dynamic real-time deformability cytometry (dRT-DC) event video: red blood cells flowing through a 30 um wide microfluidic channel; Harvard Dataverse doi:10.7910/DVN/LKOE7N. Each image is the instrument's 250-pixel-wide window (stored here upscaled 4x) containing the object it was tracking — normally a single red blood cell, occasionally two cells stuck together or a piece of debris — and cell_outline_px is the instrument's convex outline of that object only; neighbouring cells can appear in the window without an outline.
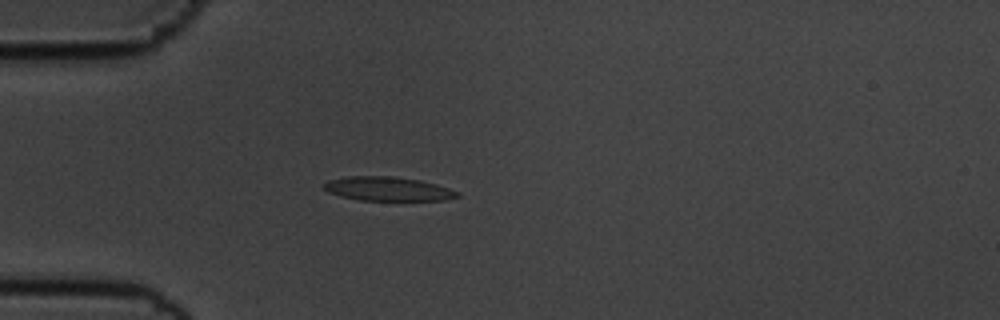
{"species": "common noctule bat (a hibernating species)", "species_latin": "Nyctalus noctula", "temperature_condition": "cold", "stored_images_in_passage": 53, "camera_frame_rate_fps": 3000, "um_per_image_px": 0.085, "animal": {"sex": "male", "body_mass_g": 19.5, "forearm_length_mm": 54.6}, "frame": {"image": 1, "passage_image": 13, "time_ms": 4.0, "image_size_px": [1000, 320], "cell_outline_px": [[460, 196], [444, 200], [360, 200], [340, 196], [328, 192], [324, 188], [324, 184], [328, 180], [348, 176], [396, 176], [420, 180], [436, 184], [460, 192]], "centroid_in_image_um": [32.98, 16.05], "position_along_channel_um": 52.0, "area_um2": 18.67}}
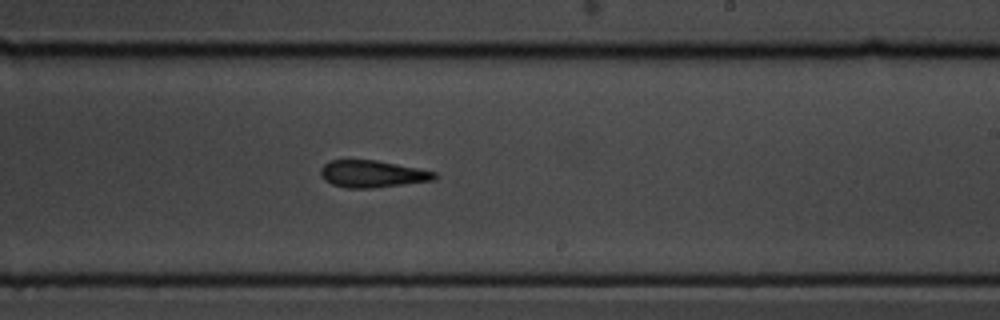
{"frame": {"image": 2, "passage_image": 31, "time_ms": 10.0, "image_size_px": [1000, 320], "cell_outline_px": [[440, 176], [436, 180], [372, 188], [348, 188], [332, 184], [324, 180], [320, 176], [320, 168], [328, 160], [376, 160], [436, 172]], "centroid_in_image_um": [31.64, 14.78], "position_along_channel_um": 257.4, "area_um2": 18.03}}
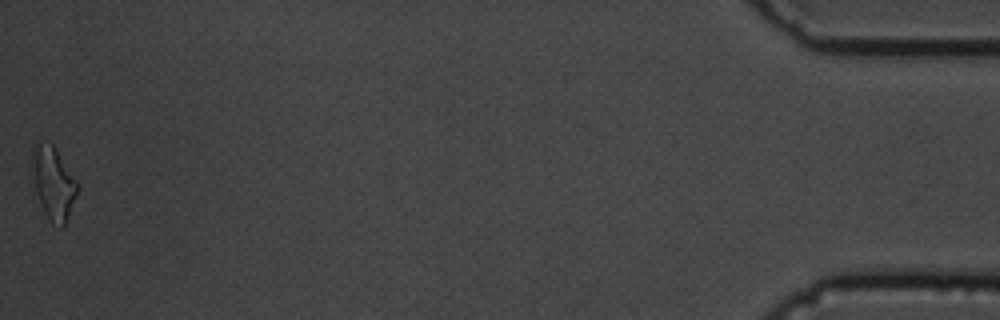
{"frame": {"image": 3, "passage_image": 53, "time_ms": 17.333, "image_size_px": [1000, 320], "cell_outline_px": [[80, 188], [64, 228], [60, 228], [52, 224], [44, 212], [40, 204], [28, 176], [28, 172], [32, 144], [40, 140], [52, 144], [56, 148], [80, 184]], "centroid_in_image_um": [4.47, 15.52], "position_along_channel_um": 430.7, "area_um2": 20.69}, "authors_computed_cell_mechanics": {"area_um2": 18.3804, "velocity_mm_per_s": 3.6097, "shape_relaxation_time_tau1_ms": 8.0744, "shape_relaxation_time_tau2_ms": 4.9005, "deformation_change_tau1": 0.1997, "deformation_change_tau2": 0.147}}